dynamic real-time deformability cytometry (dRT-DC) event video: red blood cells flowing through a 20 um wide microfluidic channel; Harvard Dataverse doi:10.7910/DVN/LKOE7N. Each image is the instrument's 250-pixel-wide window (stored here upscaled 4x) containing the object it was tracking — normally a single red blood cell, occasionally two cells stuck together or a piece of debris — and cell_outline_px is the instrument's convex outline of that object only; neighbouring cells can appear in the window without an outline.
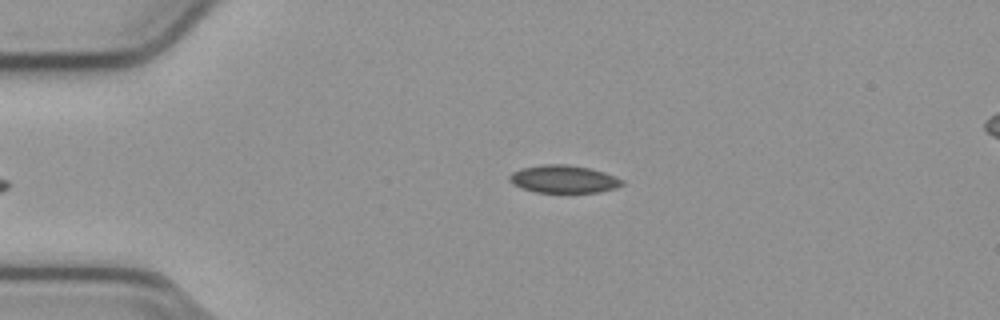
{"species": "common noctule bat (a hibernating species)", "species_latin": "Nyctalus noctula", "temperature_condition": "cold", "stored_images_in_passage": 51, "camera_frame_rate_fps": 3000, "um_per_image_px": 0.085, "animal": {"sex": "male", "body_mass_g": 23.1, "forearm_length_mm": 52.7}, "frame": {"image": 1, "passage_image": 9, "time_ms": 2.667, "image_size_px": [1000, 320], "cell_outline_px": [[624, 184], [616, 188], [600, 192], [536, 192], [512, 184], [508, 180], [508, 176], [512, 172], [520, 168], [544, 164], [564, 164], [588, 168], [604, 172], [624, 180]], "centroid_in_image_um": [47.9, 15.22], "position_along_channel_um": 37.1, "area_um2": 18.15}}
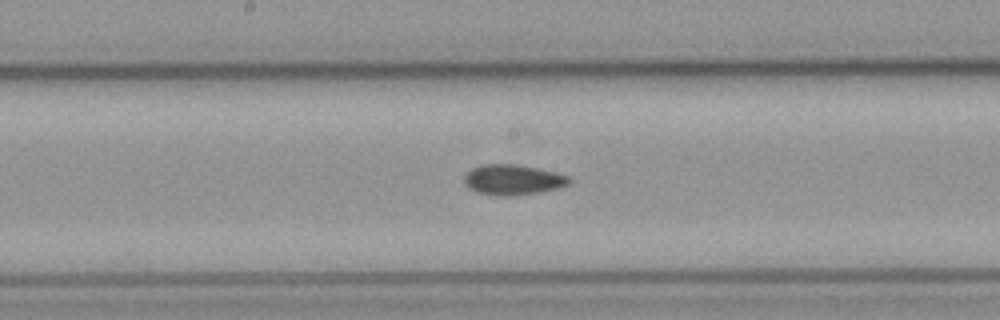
{"frame": {"image": 2, "passage_image": 25, "time_ms": 8.0, "image_size_px": [1000, 320], "cell_outline_px": [[572, 180], [568, 184], [556, 188], [540, 192], [516, 196], [496, 196], [476, 192], [468, 188], [464, 184], [464, 176], [472, 168], [480, 164], [516, 164], [536, 168], [568, 176]], "centroid_in_image_um": [43.54, 15.29], "position_along_channel_um": 204.7, "area_um2": 18.61}}
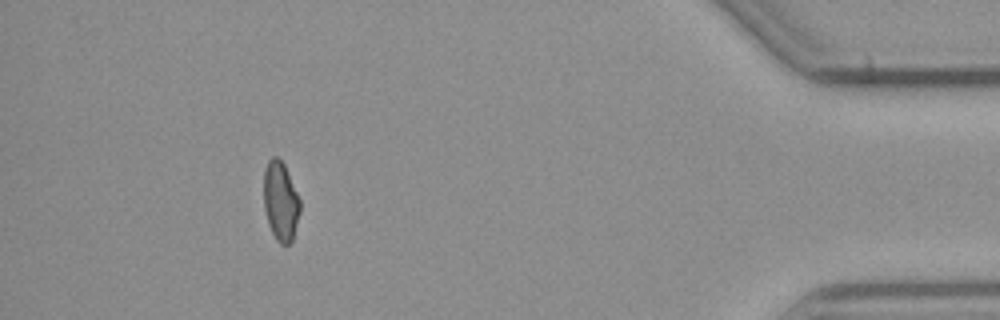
{"frame": {"image": 3, "passage_image": 46, "time_ms": 15.0, "image_size_px": [1000, 320], "cell_outline_px": [[300, 212], [292, 240], [288, 244], [280, 244], [276, 240], [268, 224], [264, 208], [264, 168], [268, 160], [272, 156], [276, 156], [284, 164], [300, 200]], "centroid_in_image_um": [23.84, 17.1], "position_along_channel_um": 411.4, "area_um2": 16.7}, "authors_computed_cell_mechanics": {"area_um2": 17.8602, "velocity_mm_per_s": 3.8192, "shape_relaxation_time_tau1_ms": null, "shape_relaxation_time_tau2_ms": 7.7024, "deformation_change_tau1": null, "deformation_change_tau2": 0.1169}}